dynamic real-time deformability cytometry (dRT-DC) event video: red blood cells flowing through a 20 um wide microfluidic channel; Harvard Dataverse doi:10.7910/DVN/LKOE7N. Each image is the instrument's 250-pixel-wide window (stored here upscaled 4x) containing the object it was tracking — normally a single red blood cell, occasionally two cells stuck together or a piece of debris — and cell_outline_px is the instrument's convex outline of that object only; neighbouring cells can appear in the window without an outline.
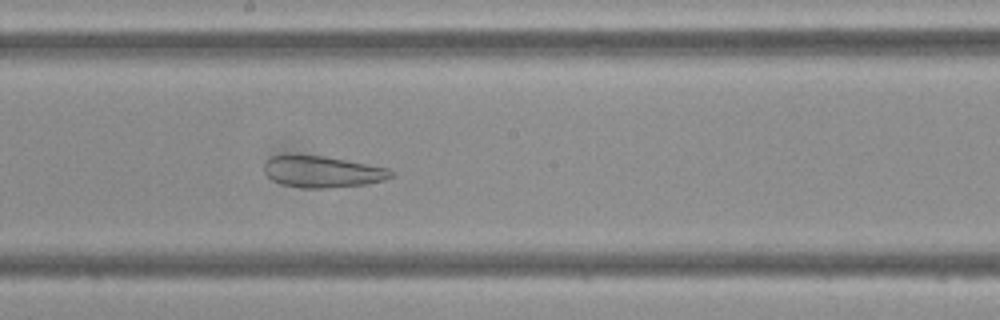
{"species": "Egyptian fruit bat (a non-hibernating species)", "species_latin": "Rousettus aegyptiacus", "temperature_condition": "cold", "stored_images_in_passage": 47, "camera_frame_rate_fps": 3000, "um_per_image_px": 0.085, "frame": {"image": 1, "passage_image": 25, "time_ms": 8.0, "image_size_px": [1000, 320], "cell_outline_px": [[396, 172], [392, 176], [384, 180], [368, 184], [328, 188], [304, 188], [280, 184], [272, 180], [264, 172], [264, 160], [272, 156], [324, 156], [368, 164], [388, 168]], "centroid_in_image_um": [27.42, 14.61], "position_along_channel_um": 220.8, "area_um2": 23.24}}
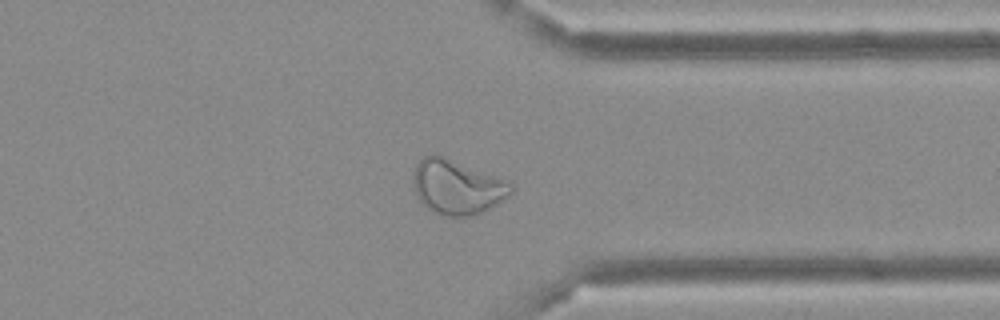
{"frame": {"image": 2, "passage_image": 36, "time_ms": 11.667, "image_size_px": [1000, 320], "cell_outline_px": [[512, 192], [488, 208], [472, 216], [444, 216], [432, 212], [424, 208], [416, 200], [412, 180], [412, 176], [416, 164], [424, 156], [432, 152], [444, 156], [512, 180]], "centroid_in_image_um": [38.8, 15.87], "position_along_channel_um": 372.6, "area_um2": 31.91}}
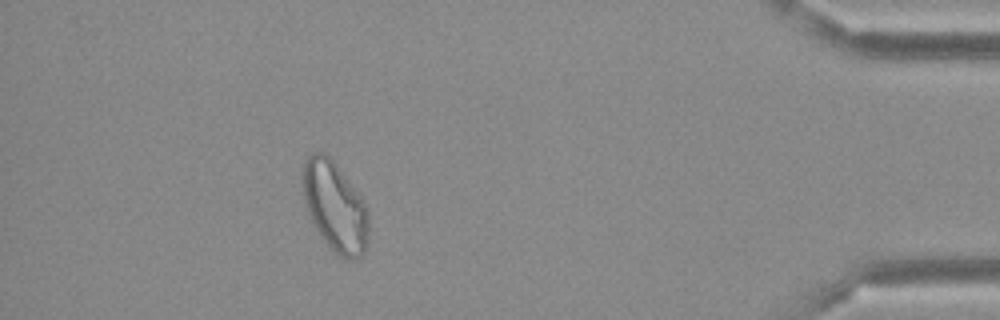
{"frame": {"image": 3, "passage_image": 42, "time_ms": 13.667, "image_size_px": [1000, 320], "cell_outline_px": [[368, 232], [364, 252], [356, 260], [348, 260], [340, 256], [320, 236], [308, 212], [304, 200], [300, 176], [304, 160], [312, 152], [324, 152], [332, 160], [360, 196], [368, 212]], "centroid_in_image_um": [28.43, 17.54], "position_along_channel_um": 406.8, "area_um2": 34.22}}